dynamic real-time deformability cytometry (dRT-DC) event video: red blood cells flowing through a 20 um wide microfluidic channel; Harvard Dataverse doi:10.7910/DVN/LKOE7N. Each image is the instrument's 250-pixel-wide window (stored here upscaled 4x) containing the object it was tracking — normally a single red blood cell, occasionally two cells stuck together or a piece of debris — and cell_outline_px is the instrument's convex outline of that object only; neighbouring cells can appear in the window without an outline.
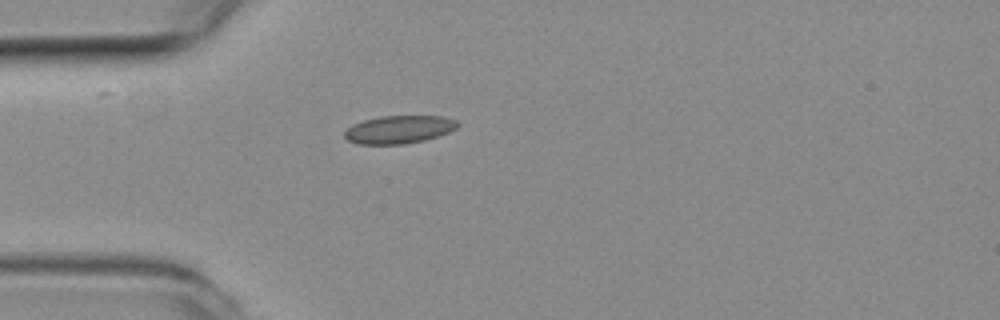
{"species": "common noctule bat (a hibernating species)", "species_latin": "Nyctalus noctula", "temperature_condition": "room temperature", "stored_images_in_passage": 40, "camera_frame_rate_fps": 3000, "um_per_image_px": 0.085, "animal": {"sex": "female", "body_mass_g": 19.3, "forearm_length_mm": 54.1}, "frame": {"image": 1, "passage_image": 1, "time_ms": 0.0, "image_size_px": [1000, 320], "cell_outline_px": [[460, 124], [456, 128], [448, 132], [424, 140], [404, 144], [356, 144], [348, 140], [344, 136], [344, 132], [352, 124], [364, 120], [380, 116], [440, 116], [456, 120]], "centroid_in_image_um": [33.89, 11.0], "position_along_channel_um": 51.1, "area_um2": 18.32}}
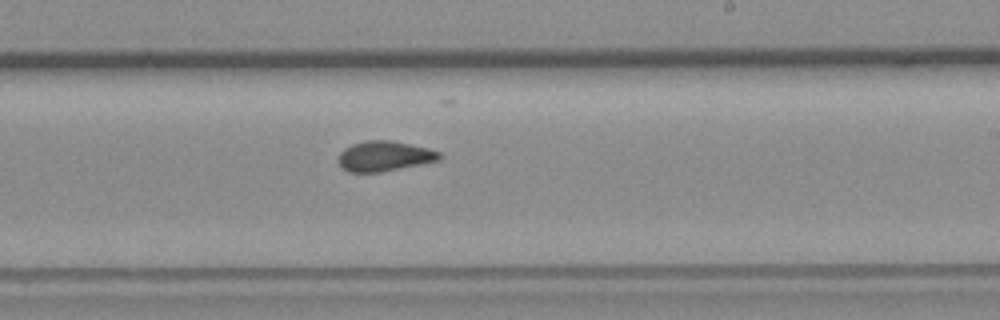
{"frame": {"image": 2, "passage_image": 18, "time_ms": 5.667, "image_size_px": [1000, 320], "cell_outline_px": [[440, 160], [380, 172], [348, 172], [340, 164], [340, 152], [344, 148], [352, 144], [368, 140], [392, 140], [428, 148], [440, 152]], "centroid_in_image_um": [32.68, 13.26], "position_along_channel_um": 256.3, "area_um2": 17.51}}
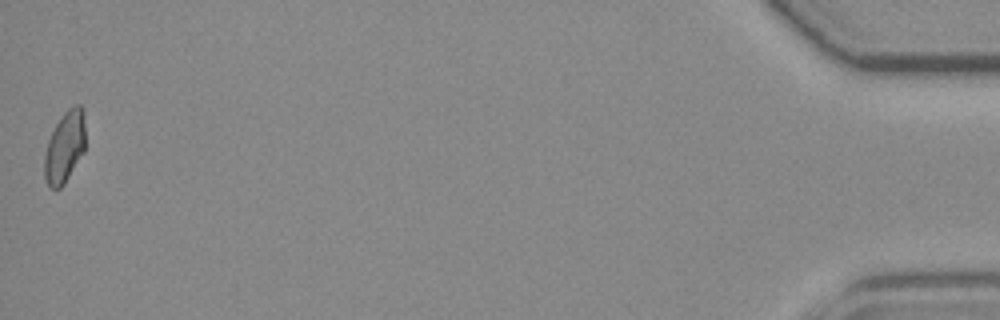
{"frame": {"image": 3, "passage_image": 40, "time_ms": 13.0, "image_size_px": [1000, 320], "cell_outline_px": [[84, 152], [64, 184], [60, 188], [48, 188], [44, 176], [44, 156], [48, 140], [56, 124], [64, 112], [68, 108], [76, 104], [80, 104], [84, 112]], "centroid_in_image_um": [5.49, 12.5], "position_along_channel_um": 429.7, "area_um2": 17.05}, "authors_computed_cell_mechanics": {"area_um2": 17.3978, "velocity_mm_per_s": 3.7759, "shape_relaxation_time_tau1_ms": null, "shape_relaxation_time_tau2_ms": 0.5967, "deformation_change_tau1": null, "deformation_change_tau2": 0.0436}}